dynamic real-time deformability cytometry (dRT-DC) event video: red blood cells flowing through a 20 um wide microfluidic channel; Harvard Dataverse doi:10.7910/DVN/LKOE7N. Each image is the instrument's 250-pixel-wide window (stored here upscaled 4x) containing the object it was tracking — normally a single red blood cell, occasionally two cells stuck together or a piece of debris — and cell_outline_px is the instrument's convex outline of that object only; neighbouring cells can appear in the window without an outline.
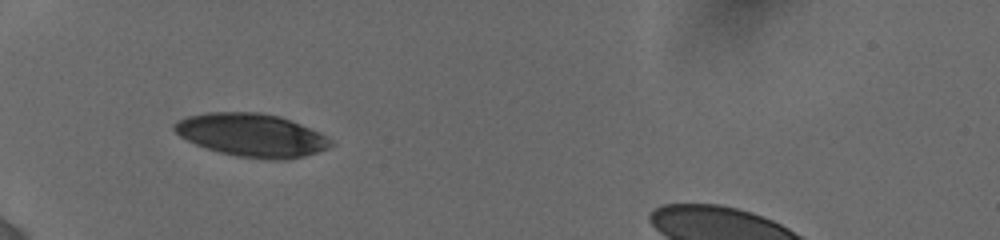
{"species": "human", "species_latin": "Homo sapiens", "temperature_condition": "cold", "stored_images_in_passage": 63, "camera_frame_rate_fps": 3000, "um_per_image_px": 0.085, "donor": {"sex": "female"}, "frame": {"image": 1, "passage_image": 1, "time_ms": 0.0, "image_size_px": [1000, 240], "cell_outline_px": [[336, 144], [328, 148], [304, 156], [284, 160], [272, 160], [236, 156], [220, 152], [196, 144], [180, 136], [172, 128], [172, 124], [176, 120], [188, 116], [208, 112], [260, 112], [280, 116], [320, 132], [328, 136]], "centroid_in_image_um": [21.41, 11.48], "position_along_channel_um": 63.6, "area_um2": 39.42}}
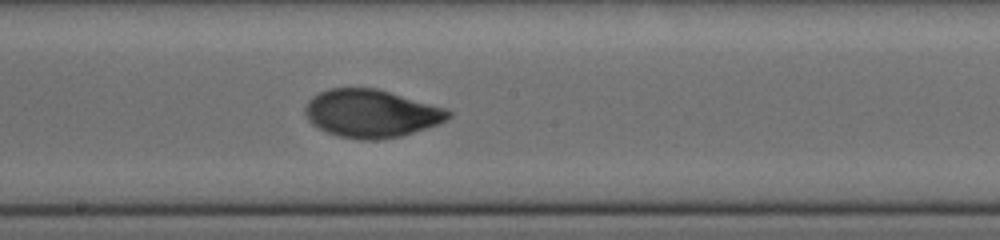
{"frame": {"image": 2, "passage_image": 32, "time_ms": 4.333, "image_size_px": [1000, 240], "cell_outline_px": [[452, 116], [436, 124], [400, 136], [376, 140], [360, 140], [340, 136], [328, 132], [312, 124], [308, 120], [304, 112], [304, 108], [308, 100], [312, 96], [328, 88], [376, 88], [444, 108], [452, 112]], "centroid_in_image_um": [31.5, 9.64], "position_along_channel_um": 216.7, "area_um2": 39.54}}
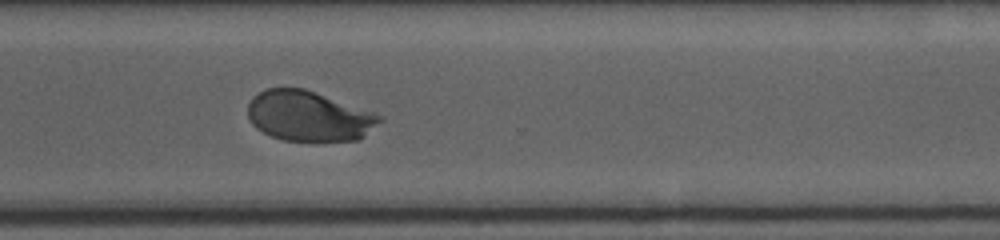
{"frame": {"image": 3, "passage_image": 62, "time_ms": 7.667, "image_size_px": [1000, 240], "cell_outline_px": [[384, 120], [360, 140], [284, 140], [272, 136], [256, 128], [252, 124], [248, 116], [248, 104], [252, 96], [268, 88], [304, 88], [384, 116]], "centroid_in_image_um": [26.26, 9.86], "position_along_channel_um": 344.3, "area_um2": 38.38}}